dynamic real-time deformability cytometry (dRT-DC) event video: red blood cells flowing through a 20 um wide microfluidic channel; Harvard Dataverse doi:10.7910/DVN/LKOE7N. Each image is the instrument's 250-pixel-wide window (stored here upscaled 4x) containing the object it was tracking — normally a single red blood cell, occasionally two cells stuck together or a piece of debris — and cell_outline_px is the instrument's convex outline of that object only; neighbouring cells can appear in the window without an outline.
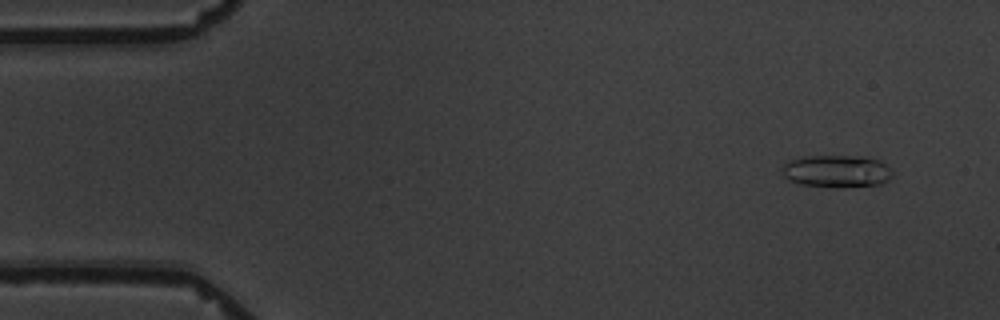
{"species": "common noctule bat (a hibernating species)", "species_latin": "Nyctalus noctula", "temperature_condition": "warm", "stored_images_in_passage": 9, "camera_frame_rate_fps": 3000, "um_per_image_px": 0.085, "animal": {"sex": "male", "body_mass_g": 19.5, "forearm_length_mm": 54.6}, "frame": {"image": 1, "passage_image": 2, "time_ms": 1.333, "image_size_px": [1000, 320], "cell_outline_px": [[892, 176], [888, 180], [880, 184], [836, 188], [832, 188], [800, 184], [788, 180], [784, 176], [784, 164], [788, 160], [804, 156], [860, 156], [880, 160], [892, 168]], "centroid_in_image_um": [71.14, 14.56], "position_along_channel_um": 13.9, "area_um2": 21.04}}
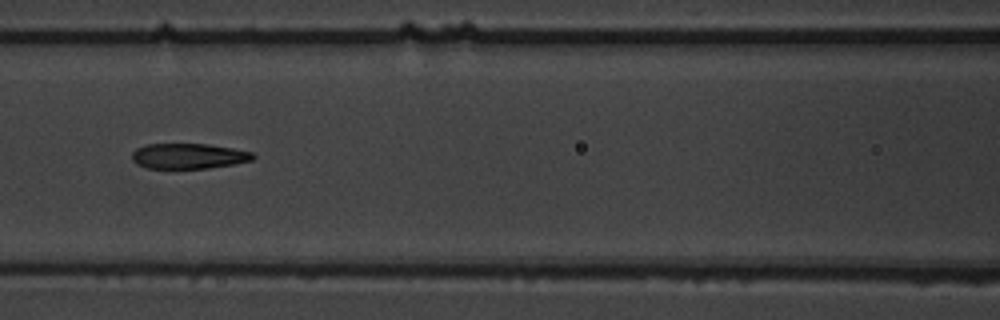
{"frame": {"image": 2, "passage_image": 8, "time_ms": 8.333, "image_size_px": [1000, 320], "cell_outline_px": [[256, 156], [252, 160], [232, 164], [208, 168], [148, 168], [136, 164], [132, 160], [132, 152], [136, 148], [144, 144], [208, 144], [232, 148], [252, 152]], "centroid_in_image_um": [15.99, 13.26], "position_along_channel_um": 150.6, "area_um2": 17.86}}
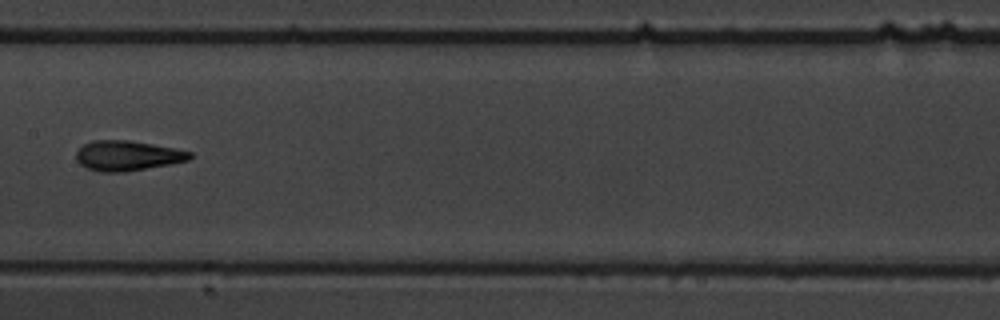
{"frame": {"image": 3, "passage_image": 9, "time_ms": 9.667, "image_size_px": [1000, 320], "cell_outline_px": [[192, 156], [188, 160], [168, 164], [124, 172], [100, 172], [88, 168], [80, 164], [76, 160], [76, 152], [84, 144], [92, 140], [128, 140], [152, 144], [192, 152]], "centroid_in_image_um": [10.79, 13.23], "position_along_channel_um": 196.6, "area_um2": 19.65}}